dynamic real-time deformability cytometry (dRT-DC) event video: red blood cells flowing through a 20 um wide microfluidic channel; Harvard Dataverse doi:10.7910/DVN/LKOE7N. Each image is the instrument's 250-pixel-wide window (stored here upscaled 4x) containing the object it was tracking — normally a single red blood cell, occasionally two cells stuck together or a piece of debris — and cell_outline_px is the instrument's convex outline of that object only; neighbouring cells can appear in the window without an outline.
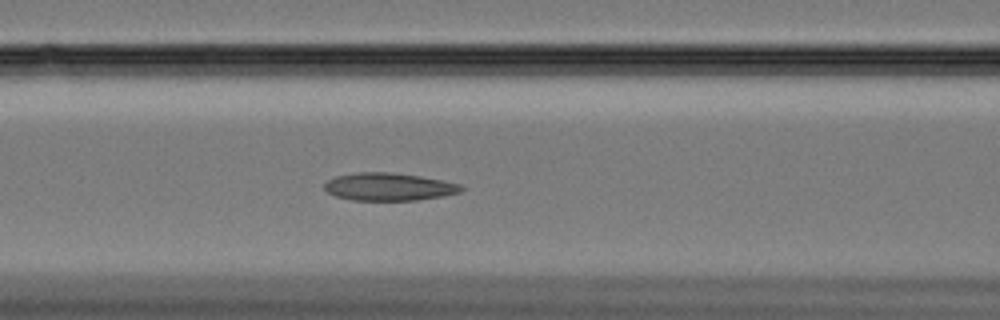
{"species": "Egyptian fruit bat (a non-hibernating species)", "species_latin": "Rousettus aegyptiacus", "temperature_condition": "cold", "stored_images_in_passage": 61, "camera_frame_rate_fps": 3000, "um_per_image_px": 0.085, "animal": {"sex": "female"}, "frame": {"image": 1, "passage_image": 25, "time_ms": 8.0, "image_size_px": [1000, 320], "cell_outline_px": [[464, 188], [460, 192], [444, 196], [416, 200], [352, 200], [336, 196], [328, 192], [324, 188], [324, 184], [328, 180], [336, 176], [356, 172], [388, 172], [420, 176], [460, 184]], "centroid_in_image_um": [33.04, 15.87], "position_along_channel_um": 133.6, "area_um2": 21.96}}
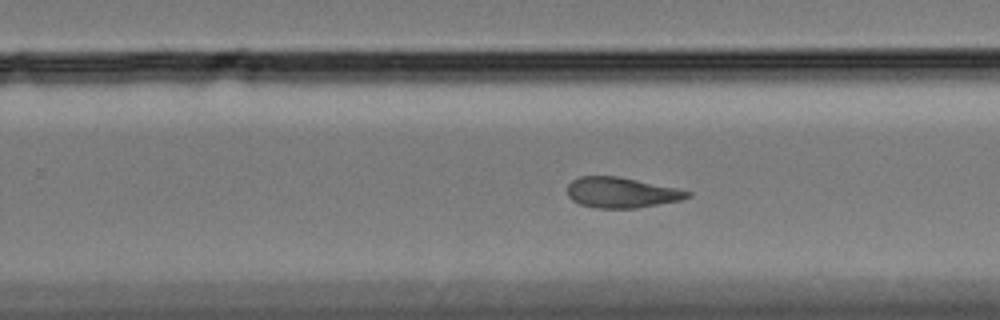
{"frame": {"image": 2, "passage_image": 38, "time_ms": 12.333, "image_size_px": [1000, 320], "cell_outline_px": [[692, 196], [680, 200], [636, 208], [596, 208], [580, 204], [572, 200], [568, 196], [568, 184], [572, 180], [580, 176], [616, 176], [676, 188], [692, 192]], "centroid_in_image_um": [52.8, 16.37], "position_along_channel_um": 277.0, "area_um2": 21.15}}
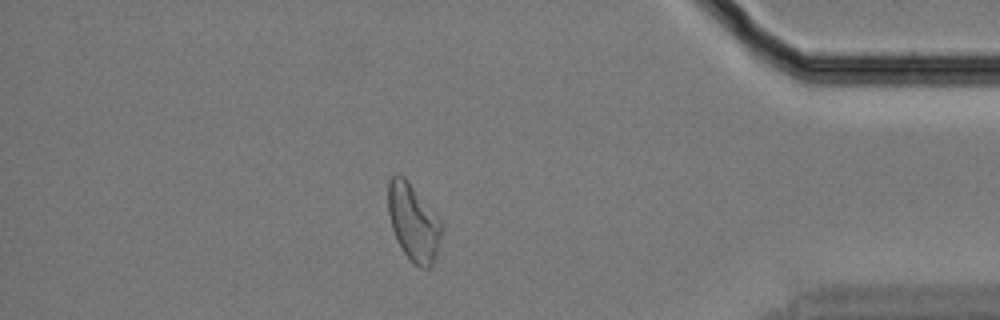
{"frame": {"image": 3, "passage_image": 52, "time_ms": 17.0, "image_size_px": [1000, 320], "cell_outline_px": [[444, 228], [432, 264], [428, 268], [420, 268], [412, 264], [408, 260], [392, 228], [388, 212], [388, 180], [396, 172], [404, 176], [440, 220]], "centroid_in_image_um": [35.13, 18.9], "position_along_channel_um": 400.1, "area_um2": 23.81}, "authors_computed_cell_mechanics": {"area_um2": 23.8714, "velocity_mm_per_s": 3.3177, "shape_relaxation_time_tau1_ms": null, "shape_relaxation_time_tau2_ms": 4.853, "deformation_change_tau1": null, "deformation_change_tau2": 0.1263}}